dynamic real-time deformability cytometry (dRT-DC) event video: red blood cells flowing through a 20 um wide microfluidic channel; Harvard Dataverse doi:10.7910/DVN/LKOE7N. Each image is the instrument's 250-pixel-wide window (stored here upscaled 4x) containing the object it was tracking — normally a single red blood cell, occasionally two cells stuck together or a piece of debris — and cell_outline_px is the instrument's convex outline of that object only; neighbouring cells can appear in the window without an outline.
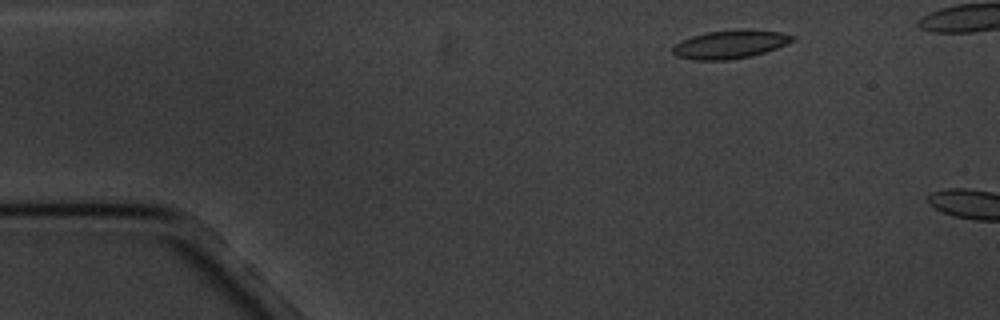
{"species": "common noctule bat (a hibernating species)", "species_latin": "Nyctalus noctula", "temperature_condition": "cold", "stored_images_in_passage": 3, "camera_frame_rate_fps": 3000, "um_per_image_px": 0.085, "animal": {"sex": "male", "body_mass_g": 20.1, "forearm_length_mm": 53.5}, "frame": {"image": 1, "passage_image": 2, "time_ms": 1.0, "image_size_px": [1000, 320], "cell_outline_px": [[796, 40], [788, 44], [752, 56], [728, 60], [692, 60], [676, 56], [672, 52], [672, 48], [676, 44], [692, 36], [708, 32], [736, 28], [744, 28], [780, 32], [796, 36]], "centroid_in_image_um": [62.1, 3.76], "position_along_channel_um": 22.9, "area_um2": 20.06}}